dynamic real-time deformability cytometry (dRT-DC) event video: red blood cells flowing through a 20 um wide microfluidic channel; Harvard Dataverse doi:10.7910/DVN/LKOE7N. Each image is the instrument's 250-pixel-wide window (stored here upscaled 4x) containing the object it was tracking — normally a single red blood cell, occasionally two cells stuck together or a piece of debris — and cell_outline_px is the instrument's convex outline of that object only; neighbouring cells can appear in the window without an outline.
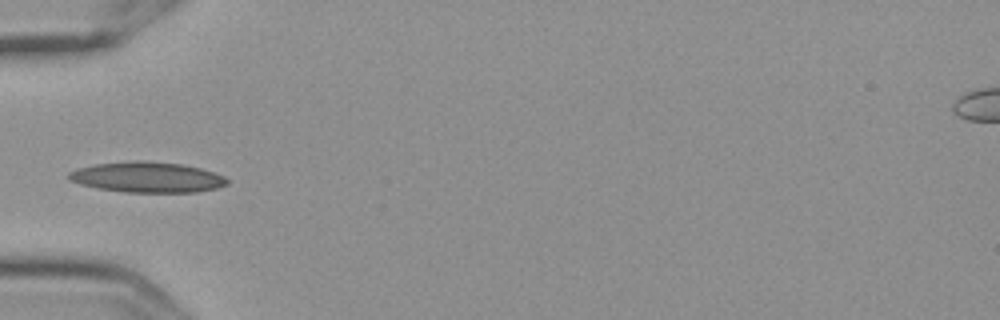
{"species": "Egyptian fruit bat (a non-hibernating species)", "species_latin": "Rousettus aegyptiacus", "temperature_condition": "cold", "stored_images_in_passage": 14, "camera_frame_rate_fps": 3000, "um_per_image_px": 0.085, "frame": {"image": 1, "passage_image": 4, "time_ms": 1.0, "image_size_px": [1000, 320], "cell_outline_px": [[228, 184], [216, 188], [196, 192], [124, 192], [96, 188], [80, 184], [68, 180], [68, 172], [76, 168], [96, 164], [136, 160], [144, 160], [184, 164], [216, 172], [224, 176], [228, 180]], "centroid_in_image_um": [12.51, 15.05], "position_along_channel_um": 72.5, "area_um2": 28.44}}
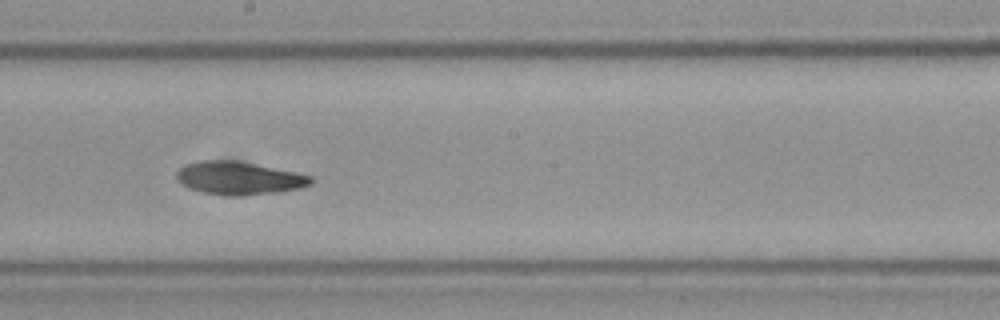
{"frame": {"image": 2, "passage_image": 8, "time_ms": 2.333, "image_size_px": [1000, 320], "cell_outline_px": [[312, 184], [300, 188], [280, 192], [232, 196], [228, 196], [200, 192], [188, 188], [180, 184], [176, 176], [176, 172], [184, 164], [200, 160], [236, 160], [296, 172], [312, 176]], "centroid_in_image_um": [20.28, 15.14], "position_along_channel_um": 227.9, "area_um2": 26.07}}
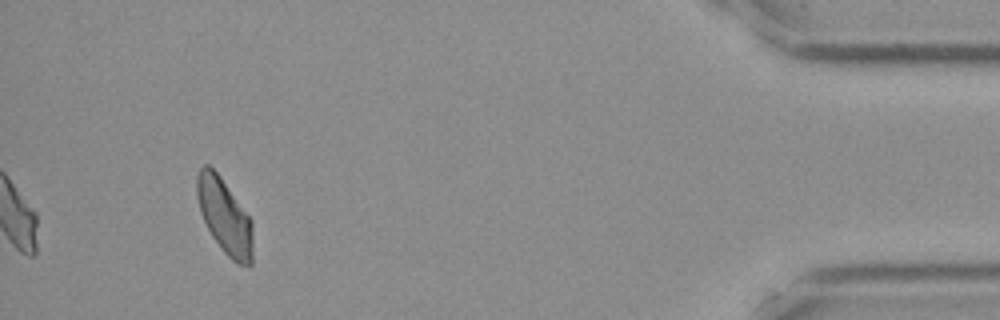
{"frame": {"image": 3, "passage_image": 13, "time_ms": 4.0, "image_size_px": [1000, 320], "cell_outline_px": [[252, 264], [236, 264], [224, 252], [212, 236], [200, 212], [196, 192], [196, 176], [200, 168], [204, 164], [208, 164], [220, 176], [252, 220]], "centroid_in_image_um": [19.08, 18.37], "position_along_channel_um": 416.1, "area_um2": 24.28}}